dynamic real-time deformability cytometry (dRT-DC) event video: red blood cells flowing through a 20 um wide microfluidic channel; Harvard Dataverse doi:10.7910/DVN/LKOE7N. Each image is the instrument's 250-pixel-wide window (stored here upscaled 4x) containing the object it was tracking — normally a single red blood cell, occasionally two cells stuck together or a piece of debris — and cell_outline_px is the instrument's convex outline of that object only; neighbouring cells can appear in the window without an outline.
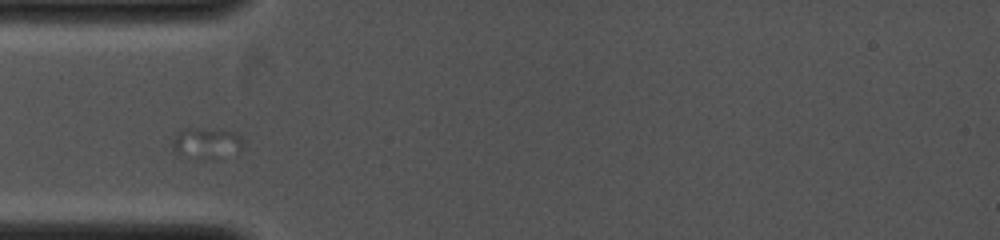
{"species": "common noctule bat (a hibernating species)", "species_latin": "Nyctalus noctula", "temperature_condition": "cold", "stored_images_in_passage": 3, "camera_frame_rate_fps": 4000, "um_per_image_px": 0.085, "animal": {"sex": "female", "body_mass_g": 19.0, "forearm_length_mm": 53.3}, "frame": {"image": 1, "passage_image": 2, "time_ms": 0.5, "image_size_px": [1000, 240], "cell_outline_px": [[244, 140], [240, 148], [212, 160], [176, 152], [172, 148], [172, 140], [180, 128], [196, 128], [236, 132]], "centroid_in_image_um": [17.51, 12.12], "position_along_channel_um": 67.5, "area_um2": 12.25}}